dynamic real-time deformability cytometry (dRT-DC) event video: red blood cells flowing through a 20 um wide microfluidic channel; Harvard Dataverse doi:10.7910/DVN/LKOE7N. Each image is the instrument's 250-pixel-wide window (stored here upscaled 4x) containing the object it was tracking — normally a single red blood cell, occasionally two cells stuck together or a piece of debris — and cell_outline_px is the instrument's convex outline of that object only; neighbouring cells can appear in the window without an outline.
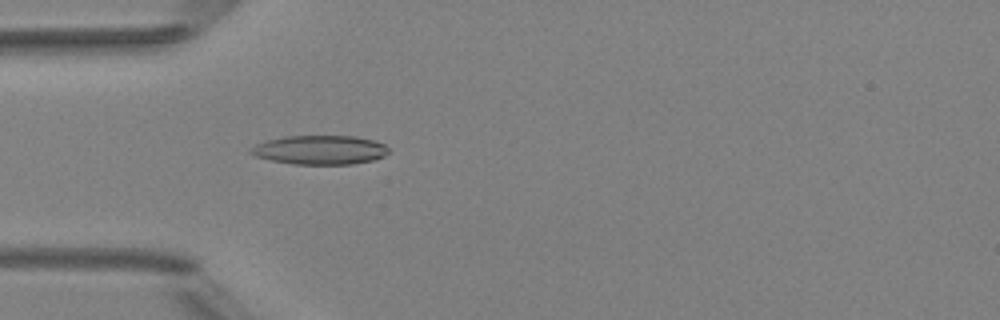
{"species": "Egyptian fruit bat (a non-hibernating species)", "species_latin": "Rousettus aegyptiacus", "temperature_condition": "room temperature", "stored_images_in_passage": 5, "camera_frame_rate_fps": 3000, "um_per_image_px": 0.085, "animal": {"sex": "female"}, "frame": {"image": 1, "passage_image": 5, "time_ms": 4.667, "image_size_px": [1000, 320], "cell_outline_px": [[388, 152], [384, 156], [372, 160], [352, 164], [292, 164], [272, 160], [256, 156], [248, 152], [248, 148], [256, 144], [268, 140], [284, 136], [356, 136], [372, 140], [384, 144], [388, 148]], "centroid_in_image_um": [27.17, 12.74], "position_along_channel_um": 57.8, "area_um2": 23.29}}